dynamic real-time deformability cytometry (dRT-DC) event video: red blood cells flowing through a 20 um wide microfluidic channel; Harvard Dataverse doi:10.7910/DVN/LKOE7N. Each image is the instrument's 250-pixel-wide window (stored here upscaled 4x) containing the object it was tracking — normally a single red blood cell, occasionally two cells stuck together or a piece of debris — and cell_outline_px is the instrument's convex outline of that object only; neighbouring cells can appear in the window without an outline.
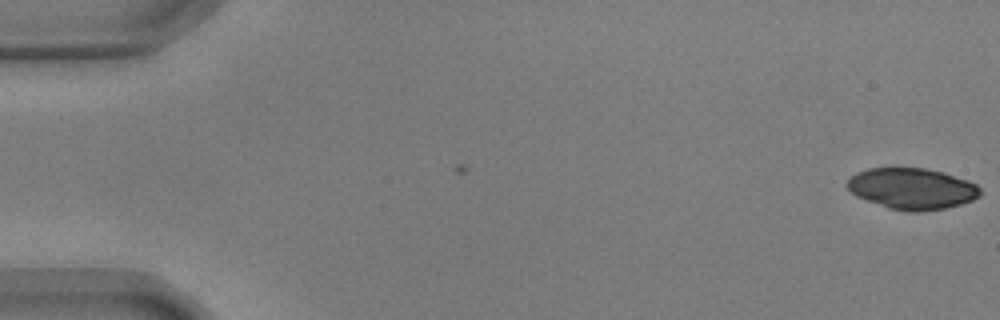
{"species": "common noctule bat (a hibernating species)", "species_latin": "Nyctalus noctula", "temperature_condition": "warm", "stored_images_in_passage": 2, "camera_frame_rate_fps": 3000, "um_per_image_px": 0.085, "animal": {"sex": "male", "body_mass_g": 17.9, "forearm_length_mm": 54.2}, "frame": {"image": 1, "passage_image": 2, "time_ms": 0.333, "image_size_px": [1000, 320], "cell_outline_px": [[980, 196], [972, 200], [960, 204], [944, 208], [916, 212], [912, 212], [888, 208], [856, 196], [844, 184], [856, 172], [868, 168], [892, 164], [896, 164], [924, 168], [944, 172], [968, 180], [976, 184], [980, 188]], "centroid_in_image_um": [77.48, 15.98], "position_along_channel_um": 7.5, "area_um2": 32.71}}